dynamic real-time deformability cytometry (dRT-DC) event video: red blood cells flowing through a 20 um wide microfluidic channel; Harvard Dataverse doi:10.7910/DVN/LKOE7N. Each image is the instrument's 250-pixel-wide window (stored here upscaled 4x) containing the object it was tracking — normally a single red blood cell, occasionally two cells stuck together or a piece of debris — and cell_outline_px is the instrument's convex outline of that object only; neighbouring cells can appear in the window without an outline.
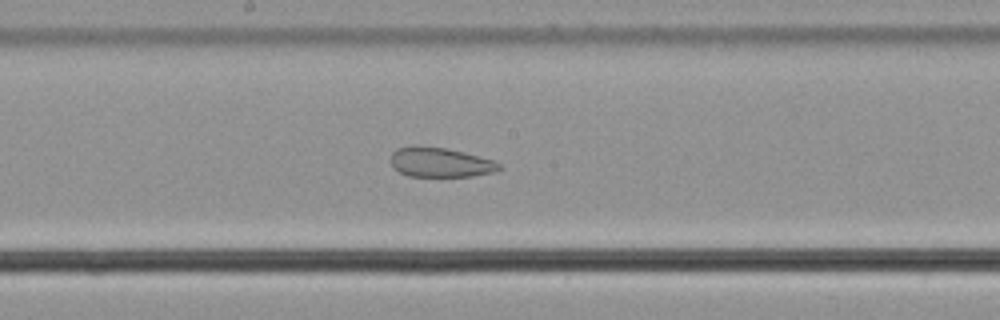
{"species": "common noctule bat (a hibernating species)", "species_latin": "Nyctalus noctula", "temperature_condition": "cold", "stored_images_in_passage": 57, "camera_frame_rate_fps": 3000, "um_per_image_px": 0.085, "animal": {"sex": "male", "body_mass_g": 21.5, "forearm_length_mm": 52.0}, "frame": {"image": 1, "passage_image": 31, "time_ms": 10.0, "image_size_px": [1000, 320], "cell_outline_px": [[504, 168], [496, 172], [472, 176], [408, 176], [392, 168], [392, 152], [396, 148], [448, 148], [496, 160]], "centroid_in_image_um": [37.52, 13.83], "position_along_channel_um": 210.7, "area_um2": 18.44}}
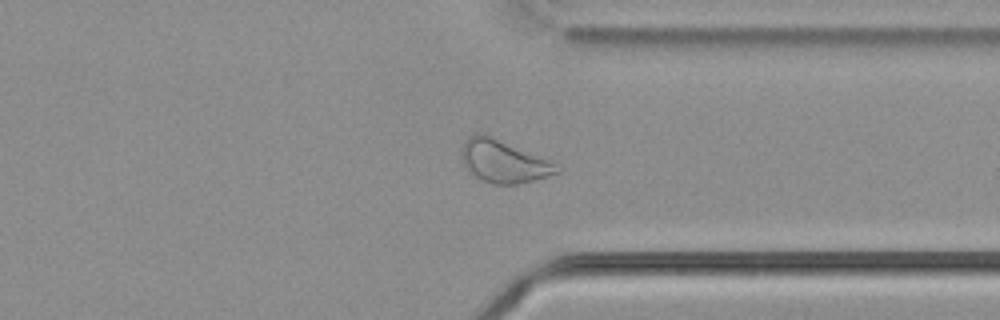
{"frame": {"image": 2, "passage_image": 44, "time_ms": 14.333, "image_size_px": [1000, 320], "cell_outline_px": [[564, 168], [560, 172], [548, 176], [516, 184], [492, 184], [480, 180], [464, 164], [460, 156], [464, 144], [468, 136], [476, 132], [484, 132], [548, 160]], "centroid_in_image_um": [42.8, 13.69], "position_along_channel_um": 368.6, "area_um2": 23.58}}
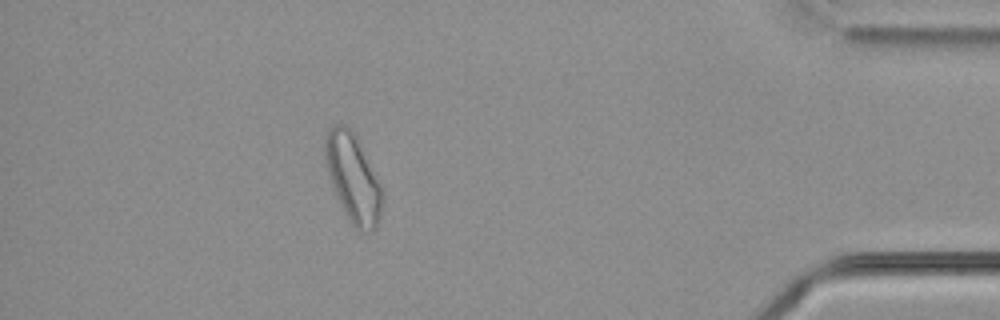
{"frame": {"image": 3, "passage_image": 51, "time_ms": 16.667, "image_size_px": [1000, 320], "cell_outline_px": [[384, 200], [380, 216], [376, 228], [372, 232], [360, 232], [348, 220], [336, 196], [328, 172], [324, 156], [324, 140], [328, 132], [336, 124], [344, 124], [356, 136], [384, 192]], "centroid_in_image_um": [30.03, 15.2], "position_along_channel_um": 405.2, "area_um2": 29.25}, "authors_computed_cell_mechanics": {"area_um2": 27.5128, "velocity_mm_per_s": 3.6398, "shape_relaxation_time_tau1_ms": null, "shape_relaxation_time_tau2_ms": 1.8312, "deformation_change_tau1": null, "deformation_change_tau2": 0.0943}}